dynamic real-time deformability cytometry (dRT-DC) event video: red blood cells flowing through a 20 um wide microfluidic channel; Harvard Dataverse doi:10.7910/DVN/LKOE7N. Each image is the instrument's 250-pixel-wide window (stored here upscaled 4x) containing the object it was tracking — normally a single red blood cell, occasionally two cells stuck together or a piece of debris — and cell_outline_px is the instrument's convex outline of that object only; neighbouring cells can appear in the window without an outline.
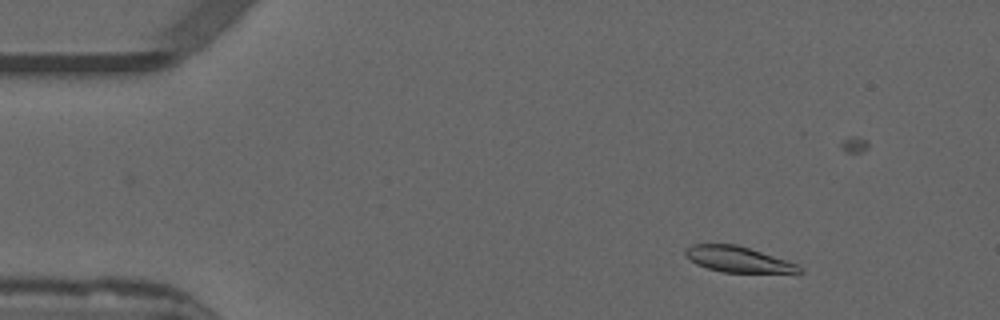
{"species": "common noctule bat (a hibernating species)", "species_latin": "Nyctalus noctula", "temperature_condition": "warm", "stored_images_in_passage": 9, "camera_frame_rate_fps": 3000, "um_per_image_px": 0.085, "animal": {"sex": "male", "forearm_length_mm": 52.5}, "frame": {"image": 1, "passage_image": 7, "time_ms": 2.0, "image_size_px": [1000, 320], "cell_outline_px": [[804, 272], [724, 272], [708, 268], [696, 264], [684, 256], [684, 252], [692, 244], [736, 244], [796, 264], [804, 268]], "centroid_in_image_um": [62.67, 22.04], "position_along_channel_um": 22.3, "area_um2": 16.65}}